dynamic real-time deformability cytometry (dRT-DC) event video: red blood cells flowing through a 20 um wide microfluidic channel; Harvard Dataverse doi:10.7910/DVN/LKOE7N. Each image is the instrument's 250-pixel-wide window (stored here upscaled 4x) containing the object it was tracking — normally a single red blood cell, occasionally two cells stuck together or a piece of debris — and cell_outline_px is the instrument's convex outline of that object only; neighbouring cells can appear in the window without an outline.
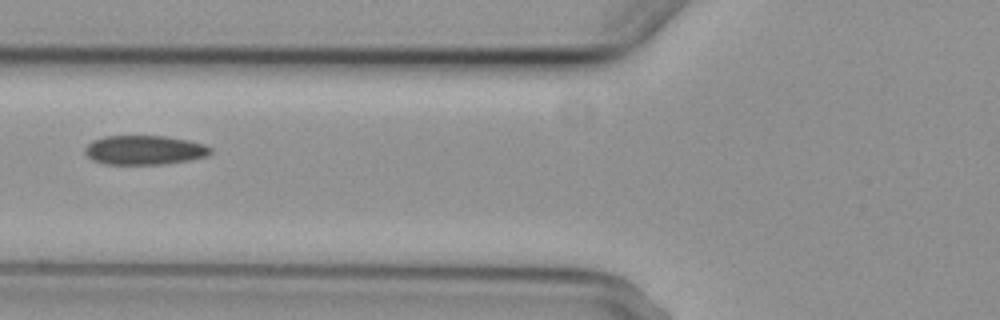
{"species": "common noctule bat (a hibernating species)", "species_latin": "Nyctalus noctula", "temperature_condition": "cold", "stored_images_in_passage": 3, "camera_frame_rate_fps": 3000, "um_per_image_px": 0.085, "animal": {"sex": "female", "body_mass_g": 29.2, "forearm_length_mm": 56.3}, "frame": {"image": 1, "passage_image": 3, "time_ms": 2.333, "image_size_px": [1000, 320], "cell_outline_px": [[212, 152], [208, 156], [188, 160], [160, 164], [104, 164], [92, 160], [84, 152], [84, 148], [92, 140], [104, 136], [164, 136], [188, 140], [204, 144], [212, 148]], "centroid_in_image_um": [12.26, 12.75], "position_along_channel_um": 113.5, "area_um2": 21.44}}